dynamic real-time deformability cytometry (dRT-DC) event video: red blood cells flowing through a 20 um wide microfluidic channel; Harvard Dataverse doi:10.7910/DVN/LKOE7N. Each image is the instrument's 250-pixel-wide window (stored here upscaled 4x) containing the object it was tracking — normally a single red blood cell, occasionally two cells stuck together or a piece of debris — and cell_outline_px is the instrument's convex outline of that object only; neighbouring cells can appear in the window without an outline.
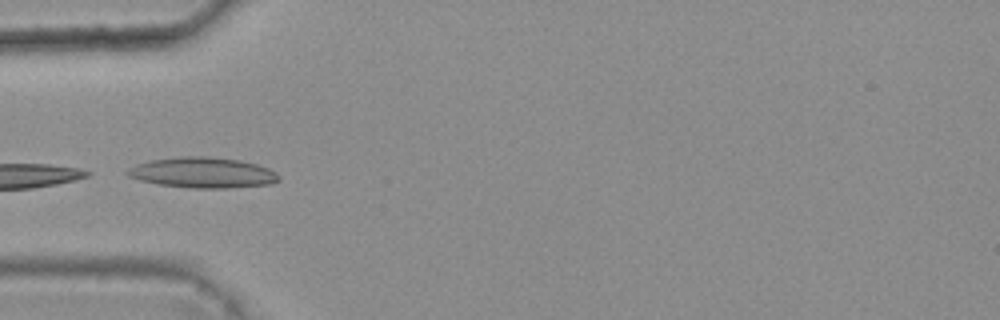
{"species": "common noctule bat (a hibernating species)", "species_latin": "Nyctalus noctula", "temperature_condition": "warm", "stored_images_in_passage": 6, "camera_frame_rate_fps": 3000, "um_per_image_px": 0.085, "animal": {"sex": "female", "body_mass_g": 25.1}, "frame": {"image": 1, "passage_image": 4, "time_ms": 1.0, "image_size_px": [1000, 320], "cell_outline_px": [[280, 180], [272, 184], [228, 188], [192, 188], [160, 184], [140, 180], [128, 176], [124, 172], [128, 168], [136, 164], [152, 160], [180, 156], [208, 156], [240, 160], [256, 164], [268, 168], [276, 172], [280, 176]], "centroid_in_image_um": [17.25, 14.67], "position_along_channel_um": 67.8, "area_um2": 27.05}}
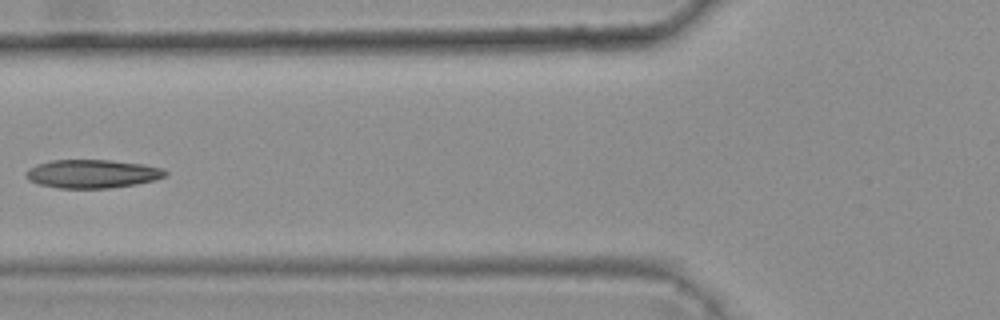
{"frame": {"image": 2, "passage_image": 5, "time_ms": 1.333, "image_size_px": [1000, 320], "cell_outline_px": [[168, 172], [164, 176], [152, 180], [136, 184], [108, 188], [60, 188], [40, 184], [28, 180], [24, 176], [24, 172], [28, 168], [36, 164], [52, 160], [112, 160], [140, 164], [164, 168]], "centroid_in_image_um": [7.79, 14.76], "position_along_channel_um": 118.0, "area_um2": 23.06}}
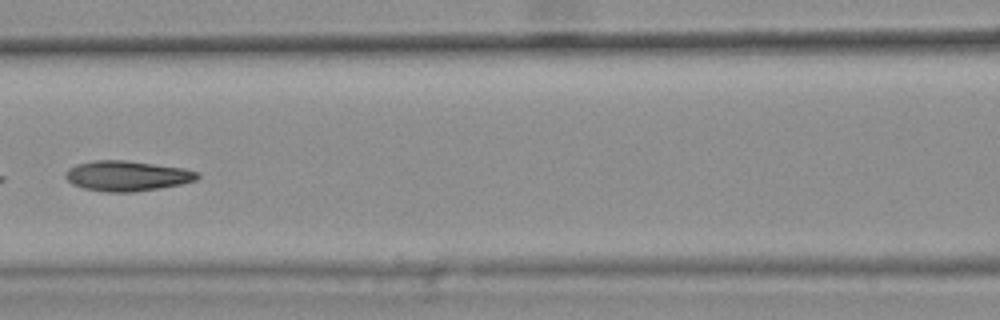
{"frame": {"image": 3, "passage_image": 6, "time_ms": 1.667, "image_size_px": [1000, 320], "cell_outline_px": [[200, 176], [196, 180], [180, 184], [132, 192], [104, 192], [84, 188], [72, 184], [64, 176], [64, 172], [68, 168], [76, 164], [96, 160], [124, 160], [184, 168], [200, 172]], "centroid_in_image_um": [10.77, 14.94], "position_along_channel_um": 155.8, "area_um2": 23.18}}